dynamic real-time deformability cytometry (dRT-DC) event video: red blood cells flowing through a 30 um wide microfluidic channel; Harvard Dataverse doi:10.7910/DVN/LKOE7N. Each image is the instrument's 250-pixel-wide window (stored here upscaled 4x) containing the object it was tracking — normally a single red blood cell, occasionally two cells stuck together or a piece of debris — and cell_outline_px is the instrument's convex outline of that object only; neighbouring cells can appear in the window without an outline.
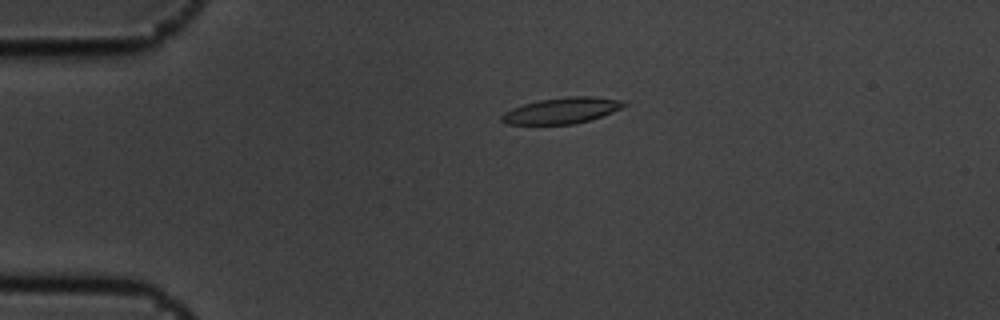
{"species": "common noctule bat (a hibernating species)", "species_latin": "Nyctalus noctula", "temperature_condition": "cold", "stored_images_in_passage": 5, "camera_frame_rate_fps": 3000, "um_per_image_px": 0.085, "animal": {"sex": "male", "body_mass_g": 19.5, "forearm_length_mm": 54.6}, "frame": {"image": 1, "passage_image": 4, "time_ms": 1.0, "image_size_px": [1000, 320], "cell_outline_px": [[628, 104], [612, 112], [576, 124], [504, 124], [500, 120], [500, 116], [504, 112], [512, 108], [524, 104], [540, 100], [568, 96], [596, 96], [628, 100]], "centroid_in_image_um": [47.78, 9.38], "position_along_channel_um": 37.2, "area_um2": 18.67}}